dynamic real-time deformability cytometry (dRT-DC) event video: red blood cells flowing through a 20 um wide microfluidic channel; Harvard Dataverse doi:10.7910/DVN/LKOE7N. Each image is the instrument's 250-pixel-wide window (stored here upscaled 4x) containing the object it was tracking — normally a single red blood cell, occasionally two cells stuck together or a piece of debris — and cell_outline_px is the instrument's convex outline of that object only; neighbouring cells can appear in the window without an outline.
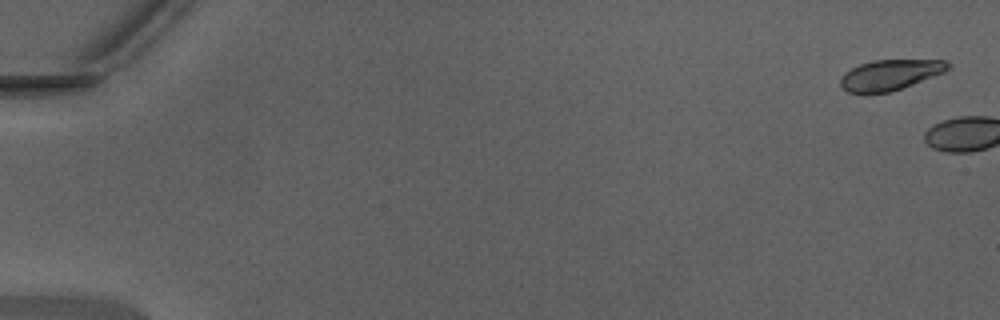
{"species": "Egyptian fruit bat (a non-hibernating species)", "species_latin": "Rousettus aegyptiacus", "temperature_condition": "warm", "stored_images_in_passage": 4, "camera_frame_rate_fps": 3000, "um_per_image_px": 0.085, "animal": {"sex": "male"}, "frame": {"image": 1, "passage_image": 2, "time_ms": 0.333, "image_size_px": [1000, 320], "cell_outline_px": [[952, 64], [944, 72], [912, 84], [888, 92], [848, 92], [840, 84], [840, 80], [852, 68], [860, 64], [872, 60], [944, 60]], "centroid_in_image_um": [75.69, 6.34], "position_along_channel_um": 9.3, "area_um2": 18.5}}